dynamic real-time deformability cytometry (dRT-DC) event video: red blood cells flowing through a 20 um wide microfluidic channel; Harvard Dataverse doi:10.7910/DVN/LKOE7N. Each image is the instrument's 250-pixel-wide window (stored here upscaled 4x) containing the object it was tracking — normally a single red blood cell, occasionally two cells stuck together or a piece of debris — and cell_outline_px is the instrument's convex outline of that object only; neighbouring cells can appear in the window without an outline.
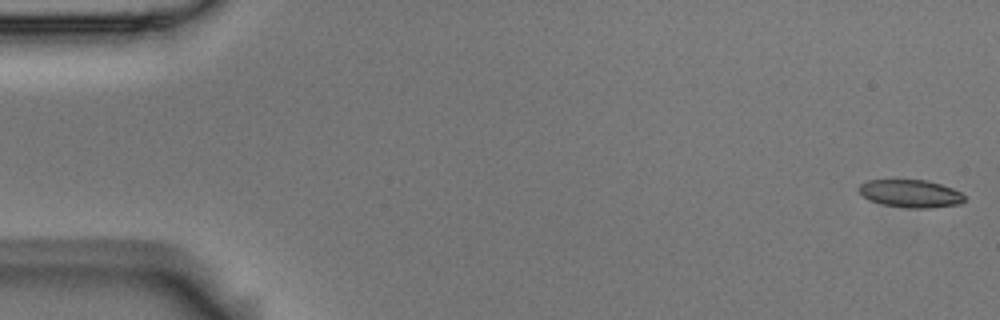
{"species": "Egyptian fruit bat (a non-hibernating species)", "species_latin": "Rousettus aegyptiacus", "temperature_condition": "room temperature", "stored_images_in_passage": 55, "camera_frame_rate_fps": 3000, "um_per_image_px": 0.085, "animal": {"sex": "male"}, "frame": {"image": 1, "passage_image": 1, "time_ms": 0.0, "image_size_px": [1000, 320], "cell_outline_px": [[964, 200], [960, 204], [928, 208], [908, 208], [884, 204], [868, 200], [860, 192], [860, 184], [868, 180], [928, 180], [952, 188], [960, 192], [964, 196]], "centroid_in_image_um": [77.41, 16.45], "position_along_channel_um": 7.6, "area_um2": 16.88}}
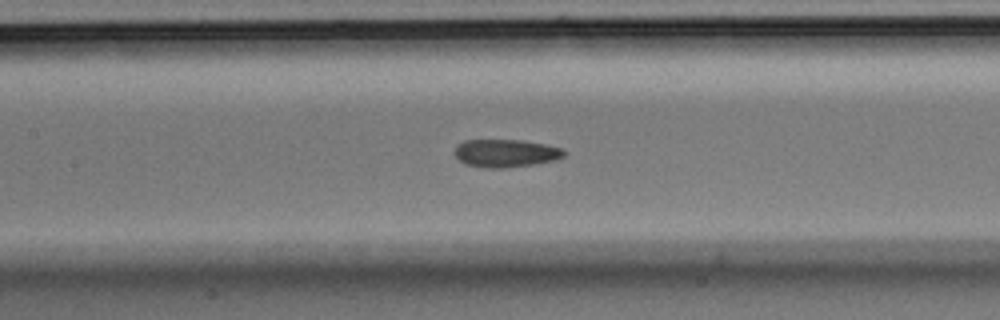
{"frame": {"image": 2, "passage_image": 25, "time_ms": 8.0, "image_size_px": [1000, 320], "cell_outline_px": [[564, 156], [556, 160], [532, 164], [504, 168], [484, 168], [464, 164], [452, 152], [456, 144], [464, 140], [520, 140], [544, 144], [560, 148], [564, 152]], "centroid_in_image_um": [42.9, 13.02], "position_along_channel_um": 164.5, "area_um2": 17.8}}
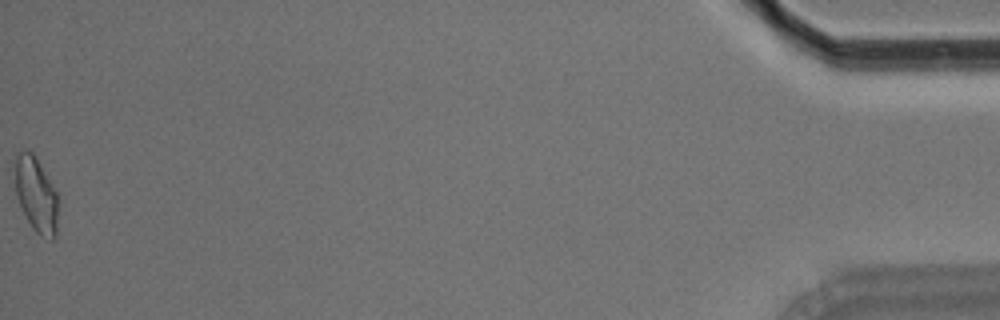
{"frame": {"image": 3, "passage_image": 55, "time_ms": 18.0, "image_size_px": [1000, 320], "cell_outline_px": [[56, 236], [52, 240], [40, 236], [32, 228], [16, 196], [16, 152], [24, 148], [28, 148], [36, 156], [56, 192]], "centroid_in_image_um": [3.05, 16.5], "position_along_channel_um": 432.1, "area_um2": 18.55}, "authors_computed_cell_mechanics": {"area_um2": 17.918, "velocity_mm_per_s": 3.6812, "shape_relaxation_time_tau1_ms": 7.1759, "shape_relaxation_time_tau2_ms": 2.8402, "deformation_change_tau1": 0.1548, "deformation_change_tau2": 0.0949}}